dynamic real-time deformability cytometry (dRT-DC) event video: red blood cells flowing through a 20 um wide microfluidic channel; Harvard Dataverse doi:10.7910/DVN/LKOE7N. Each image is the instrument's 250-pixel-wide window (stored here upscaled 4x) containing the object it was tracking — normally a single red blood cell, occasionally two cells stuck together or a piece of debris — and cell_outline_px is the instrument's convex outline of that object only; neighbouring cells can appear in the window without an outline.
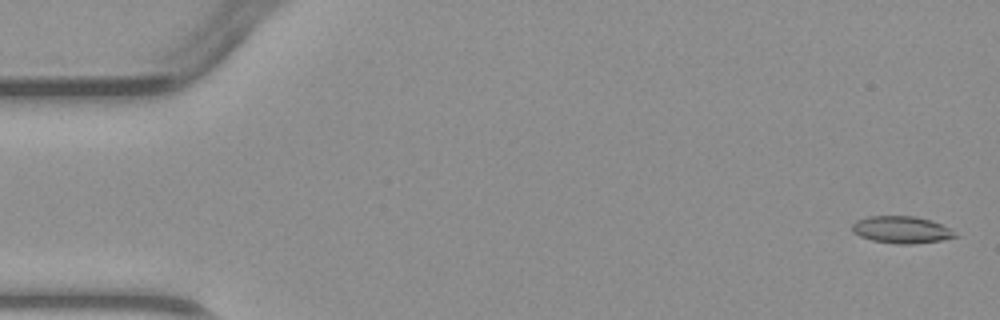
{"species": "common noctule bat (a hibernating species)", "species_latin": "Nyctalus noctula", "temperature_condition": "warm", "stored_images_in_passage": 4, "camera_frame_rate_fps": 3000, "um_per_image_px": 0.085, "animal": {"sex": "male", "body_mass_g": 23.1, "forearm_length_mm": 52.7}, "frame": {"image": 1, "passage_image": 1, "time_ms": 0.0, "image_size_px": [1000, 320], "cell_outline_px": [[960, 236], [940, 240], [912, 244], [896, 244], [872, 240], [860, 236], [852, 232], [852, 224], [856, 220], [868, 216], [916, 216], [932, 220], [948, 228]], "centroid_in_image_um": [76.6, 19.52], "position_along_channel_um": 8.4, "area_um2": 16.24}}
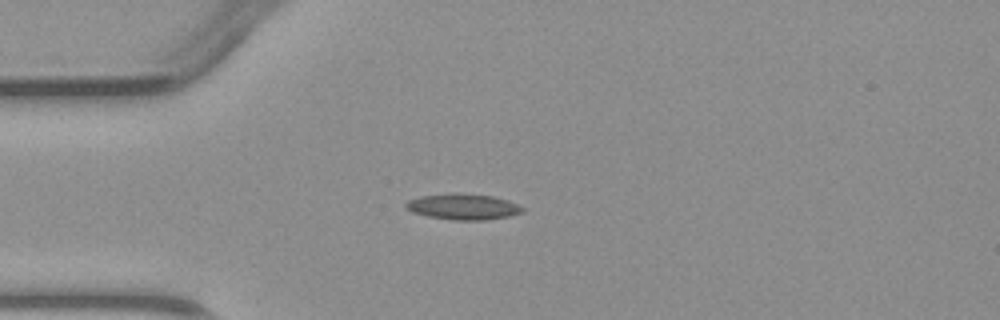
{"frame": {"image": 2, "passage_image": 4, "time_ms": 3.667, "image_size_px": [1000, 320], "cell_outline_px": [[524, 212], [508, 216], [484, 220], [452, 220], [428, 216], [412, 212], [404, 204], [408, 200], [420, 196], [452, 192], [456, 192], [492, 196], [508, 200], [524, 208]], "centroid_in_image_um": [39.35, 17.56], "position_along_channel_um": 45.6, "area_um2": 17.63}}